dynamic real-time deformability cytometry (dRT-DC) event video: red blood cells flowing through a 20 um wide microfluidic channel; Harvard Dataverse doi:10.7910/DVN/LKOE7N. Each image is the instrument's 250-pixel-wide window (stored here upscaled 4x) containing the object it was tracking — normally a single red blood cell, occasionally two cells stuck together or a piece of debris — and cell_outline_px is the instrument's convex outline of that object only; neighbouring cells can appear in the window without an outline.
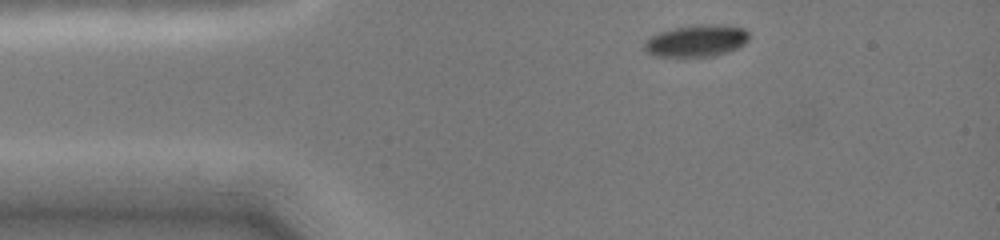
{"species": "common noctule bat (a hibernating species)", "species_latin": "Nyctalus noctula", "temperature_condition": "cold", "stored_images_in_passage": 7, "camera_frame_rate_fps": 3000, "um_per_image_px": 0.085, "animal": {"sex": "female", "body_mass_g": 19.0, "forearm_length_mm": 51.5}, "frame": {"image": 1, "passage_image": 3, "time_ms": 1.0, "image_size_px": [1000, 240], "cell_outline_px": [[748, 36], [744, 44], [728, 52], [712, 56], [656, 56], [648, 52], [644, 48], [644, 44], [652, 36], [660, 32], [676, 28], [744, 28], [748, 32]], "centroid_in_image_um": [59.15, 3.55], "position_along_channel_um": 25.8, "area_um2": 17.8}}